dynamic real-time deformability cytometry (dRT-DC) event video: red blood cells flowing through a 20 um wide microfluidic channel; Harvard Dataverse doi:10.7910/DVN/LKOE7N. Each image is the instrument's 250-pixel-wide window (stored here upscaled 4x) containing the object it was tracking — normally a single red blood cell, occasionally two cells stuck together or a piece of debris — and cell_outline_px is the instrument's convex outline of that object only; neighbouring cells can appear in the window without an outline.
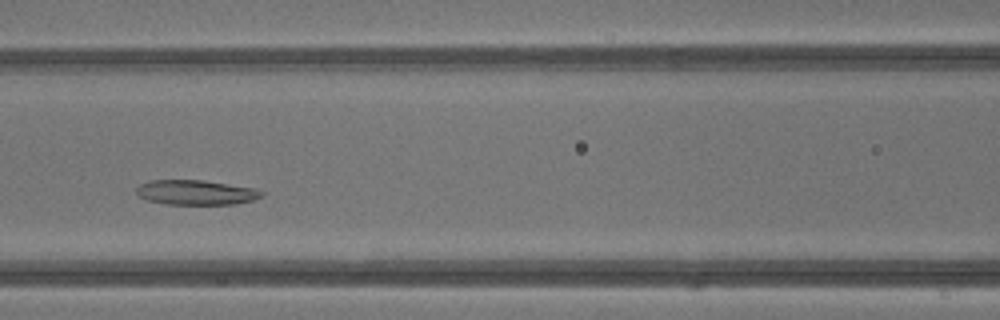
{"species": "common noctule bat (a hibernating species)", "species_latin": "Nyctalus noctula", "temperature_condition": "warm", "stored_images_in_passage": 37, "camera_frame_rate_fps": 3000, "um_per_image_px": 0.085, "animal": {"sex": "male", "body_mass_g": 13.3}, "frame": {"image": 1, "passage_image": 13, "time_ms": 4.0, "image_size_px": [1000, 320], "cell_outline_px": [[264, 196], [252, 200], [236, 204], [164, 204], [148, 200], [140, 196], [136, 192], [136, 188], [140, 184], [148, 180], [204, 180], [256, 188], [264, 192]], "centroid_in_image_um": [16.68, 16.35], "position_along_channel_um": 149.9, "area_um2": 18.21}}
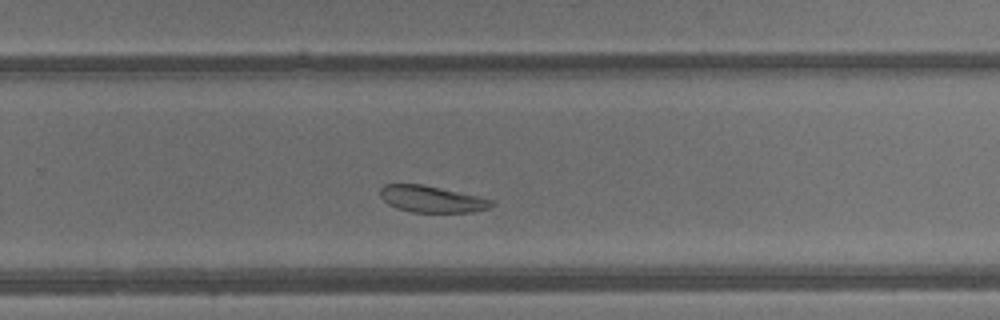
{"frame": {"image": 2, "passage_image": 22, "time_ms": 7.0, "image_size_px": [1000, 320], "cell_outline_px": [[496, 204], [488, 208], [472, 212], [412, 212], [396, 208], [388, 204], [380, 196], [380, 188], [384, 184], [420, 184], [440, 188], [496, 200]], "centroid_in_image_um": [36.71, 16.93], "position_along_channel_um": 293.1, "area_um2": 17.22}}
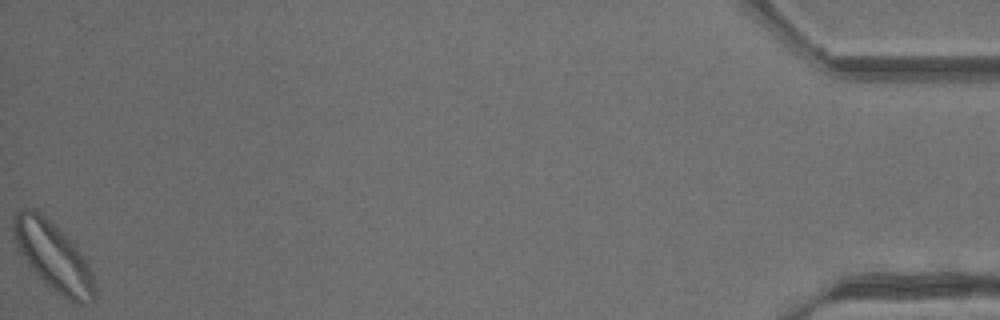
{"frame": {"image": 3, "passage_image": 37, "time_ms": 12.0, "image_size_px": [1000, 320], "cell_outline_px": [[96, 296], [88, 304], [72, 304], [44, 284], [28, 264], [20, 252], [16, 244], [12, 232], [12, 220], [16, 212], [20, 208], [32, 208], [44, 216], [72, 240], [84, 260], [92, 276], [96, 288]], "centroid_in_image_um": [4.51, 21.83], "position_along_channel_um": 430.7, "area_um2": 32.43}, "authors_computed_cell_mechanics": {"area_um2": 21.5594, "velocity_mm_per_s": 4.7916, "shape_relaxation_time_tau1_ms": 8.8913, "shape_relaxation_time_tau2_ms": 1.3502, "deformation_change_tau1": 0.1625, "deformation_change_tau2": 0.0659}}